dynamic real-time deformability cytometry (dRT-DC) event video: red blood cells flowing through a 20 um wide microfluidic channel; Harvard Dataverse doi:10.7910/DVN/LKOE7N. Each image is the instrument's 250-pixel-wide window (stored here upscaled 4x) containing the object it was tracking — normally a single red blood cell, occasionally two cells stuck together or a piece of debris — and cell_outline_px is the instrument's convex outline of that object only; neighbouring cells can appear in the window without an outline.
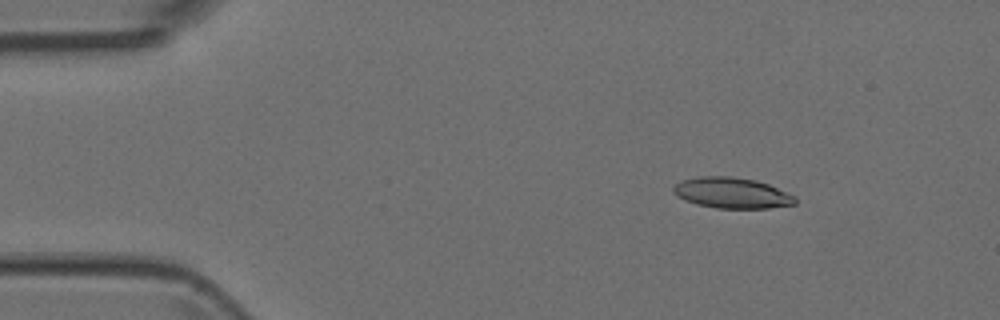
{"species": "Egyptian fruit bat (a non-hibernating species)", "species_latin": "Rousettus aegyptiacus", "temperature_condition": "room temperature", "stored_images_in_passage": 4, "camera_frame_rate_fps": 3000, "um_per_image_px": 0.085, "animal": {"sex": "female"}, "frame": {"image": 1, "passage_image": 2, "time_ms": 0.333, "image_size_px": [1000, 320], "cell_outline_px": [[796, 204], [768, 208], [716, 208], [696, 204], [684, 200], [676, 196], [672, 192], [672, 188], [680, 180], [700, 176], [732, 176], [756, 180], [768, 184], [796, 196]], "centroid_in_image_um": [62.18, 16.39], "position_along_channel_um": 22.8, "area_um2": 22.02}}